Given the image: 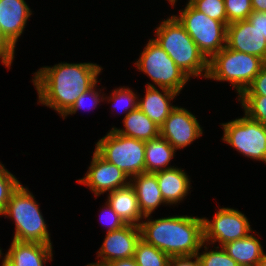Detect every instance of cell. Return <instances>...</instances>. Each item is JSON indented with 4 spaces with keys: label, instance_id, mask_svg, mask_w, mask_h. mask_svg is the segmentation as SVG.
<instances>
[{
    "label": "cell",
    "instance_id": "2",
    "mask_svg": "<svg viewBox=\"0 0 266 266\" xmlns=\"http://www.w3.org/2000/svg\"><path fill=\"white\" fill-rule=\"evenodd\" d=\"M141 222V239L170 257L193 256L201 250L203 241L202 217L175 215ZM148 219V220H147Z\"/></svg>",
    "mask_w": 266,
    "mask_h": 266
},
{
    "label": "cell",
    "instance_id": "30",
    "mask_svg": "<svg viewBox=\"0 0 266 266\" xmlns=\"http://www.w3.org/2000/svg\"><path fill=\"white\" fill-rule=\"evenodd\" d=\"M20 184V181L0 162V215L5 211L11 194Z\"/></svg>",
    "mask_w": 266,
    "mask_h": 266
},
{
    "label": "cell",
    "instance_id": "7",
    "mask_svg": "<svg viewBox=\"0 0 266 266\" xmlns=\"http://www.w3.org/2000/svg\"><path fill=\"white\" fill-rule=\"evenodd\" d=\"M95 151L130 179L145 172V141L121 135L111 128L96 142Z\"/></svg>",
    "mask_w": 266,
    "mask_h": 266
},
{
    "label": "cell",
    "instance_id": "35",
    "mask_svg": "<svg viewBox=\"0 0 266 266\" xmlns=\"http://www.w3.org/2000/svg\"><path fill=\"white\" fill-rule=\"evenodd\" d=\"M248 20L266 38V13L253 11Z\"/></svg>",
    "mask_w": 266,
    "mask_h": 266
},
{
    "label": "cell",
    "instance_id": "1",
    "mask_svg": "<svg viewBox=\"0 0 266 266\" xmlns=\"http://www.w3.org/2000/svg\"><path fill=\"white\" fill-rule=\"evenodd\" d=\"M103 68L96 63L61 62L34 72L32 83L38 103L57 111L62 117L80 94L90 89Z\"/></svg>",
    "mask_w": 266,
    "mask_h": 266
},
{
    "label": "cell",
    "instance_id": "25",
    "mask_svg": "<svg viewBox=\"0 0 266 266\" xmlns=\"http://www.w3.org/2000/svg\"><path fill=\"white\" fill-rule=\"evenodd\" d=\"M131 88L123 86L112 90L109 96H104V100L113 103L112 108L118 109L119 112H126V115L138 108V94Z\"/></svg>",
    "mask_w": 266,
    "mask_h": 266
},
{
    "label": "cell",
    "instance_id": "36",
    "mask_svg": "<svg viewBox=\"0 0 266 266\" xmlns=\"http://www.w3.org/2000/svg\"><path fill=\"white\" fill-rule=\"evenodd\" d=\"M169 266H201L197 255L171 257Z\"/></svg>",
    "mask_w": 266,
    "mask_h": 266
},
{
    "label": "cell",
    "instance_id": "41",
    "mask_svg": "<svg viewBox=\"0 0 266 266\" xmlns=\"http://www.w3.org/2000/svg\"><path fill=\"white\" fill-rule=\"evenodd\" d=\"M178 0H168V2L171 4V6L172 7H174L176 4V2H177Z\"/></svg>",
    "mask_w": 266,
    "mask_h": 266
},
{
    "label": "cell",
    "instance_id": "29",
    "mask_svg": "<svg viewBox=\"0 0 266 266\" xmlns=\"http://www.w3.org/2000/svg\"><path fill=\"white\" fill-rule=\"evenodd\" d=\"M188 2L200 12L227 26V16L224 0H188Z\"/></svg>",
    "mask_w": 266,
    "mask_h": 266
},
{
    "label": "cell",
    "instance_id": "28",
    "mask_svg": "<svg viewBox=\"0 0 266 266\" xmlns=\"http://www.w3.org/2000/svg\"><path fill=\"white\" fill-rule=\"evenodd\" d=\"M99 81H97L90 89H88L87 91H85L84 93L80 94V96L77 98V100L75 101V103L70 107V109L62 116L63 119H65V117H67L68 115H72L75 114L78 110L80 109H88L91 110V108L95 109L97 107V105H99L100 102L104 101V93L101 92V90H97L98 86L97 83ZM102 93V95H101ZM90 100V101H87ZM88 104V108H87V103ZM92 106V107H90Z\"/></svg>",
    "mask_w": 266,
    "mask_h": 266
},
{
    "label": "cell",
    "instance_id": "26",
    "mask_svg": "<svg viewBox=\"0 0 266 266\" xmlns=\"http://www.w3.org/2000/svg\"><path fill=\"white\" fill-rule=\"evenodd\" d=\"M237 100L244 109V115L266 126V96L240 95Z\"/></svg>",
    "mask_w": 266,
    "mask_h": 266
},
{
    "label": "cell",
    "instance_id": "23",
    "mask_svg": "<svg viewBox=\"0 0 266 266\" xmlns=\"http://www.w3.org/2000/svg\"><path fill=\"white\" fill-rule=\"evenodd\" d=\"M175 148L163 137L145 141V172L155 173L171 167L175 157Z\"/></svg>",
    "mask_w": 266,
    "mask_h": 266
},
{
    "label": "cell",
    "instance_id": "4",
    "mask_svg": "<svg viewBox=\"0 0 266 266\" xmlns=\"http://www.w3.org/2000/svg\"><path fill=\"white\" fill-rule=\"evenodd\" d=\"M15 223L13 240L39 242L51 245L50 233L39 203L27 187L22 184L11 194L5 211L0 215Z\"/></svg>",
    "mask_w": 266,
    "mask_h": 266
},
{
    "label": "cell",
    "instance_id": "20",
    "mask_svg": "<svg viewBox=\"0 0 266 266\" xmlns=\"http://www.w3.org/2000/svg\"><path fill=\"white\" fill-rule=\"evenodd\" d=\"M130 184L134 187L140 211L144 216L151 215L161 204L168 205L159 189L155 173H140L131 178Z\"/></svg>",
    "mask_w": 266,
    "mask_h": 266
},
{
    "label": "cell",
    "instance_id": "42",
    "mask_svg": "<svg viewBox=\"0 0 266 266\" xmlns=\"http://www.w3.org/2000/svg\"><path fill=\"white\" fill-rule=\"evenodd\" d=\"M0 37L4 40V34L2 33L1 26H0Z\"/></svg>",
    "mask_w": 266,
    "mask_h": 266
},
{
    "label": "cell",
    "instance_id": "24",
    "mask_svg": "<svg viewBox=\"0 0 266 266\" xmlns=\"http://www.w3.org/2000/svg\"><path fill=\"white\" fill-rule=\"evenodd\" d=\"M134 259L138 266H169L171 257L140 239L134 252Z\"/></svg>",
    "mask_w": 266,
    "mask_h": 266
},
{
    "label": "cell",
    "instance_id": "33",
    "mask_svg": "<svg viewBox=\"0 0 266 266\" xmlns=\"http://www.w3.org/2000/svg\"><path fill=\"white\" fill-rule=\"evenodd\" d=\"M241 95L266 96V64L261 68L252 83Z\"/></svg>",
    "mask_w": 266,
    "mask_h": 266
},
{
    "label": "cell",
    "instance_id": "9",
    "mask_svg": "<svg viewBox=\"0 0 266 266\" xmlns=\"http://www.w3.org/2000/svg\"><path fill=\"white\" fill-rule=\"evenodd\" d=\"M222 140L243 156L266 163V126L244 117L220 124Z\"/></svg>",
    "mask_w": 266,
    "mask_h": 266
},
{
    "label": "cell",
    "instance_id": "21",
    "mask_svg": "<svg viewBox=\"0 0 266 266\" xmlns=\"http://www.w3.org/2000/svg\"><path fill=\"white\" fill-rule=\"evenodd\" d=\"M122 123L124 125L123 129L112 127L116 133L121 135L142 141H148L160 136V127L139 108L125 115Z\"/></svg>",
    "mask_w": 266,
    "mask_h": 266
},
{
    "label": "cell",
    "instance_id": "19",
    "mask_svg": "<svg viewBox=\"0 0 266 266\" xmlns=\"http://www.w3.org/2000/svg\"><path fill=\"white\" fill-rule=\"evenodd\" d=\"M107 194V203L125 224L140 227L145 216L140 211L134 187L129 184Z\"/></svg>",
    "mask_w": 266,
    "mask_h": 266
},
{
    "label": "cell",
    "instance_id": "32",
    "mask_svg": "<svg viewBox=\"0 0 266 266\" xmlns=\"http://www.w3.org/2000/svg\"><path fill=\"white\" fill-rule=\"evenodd\" d=\"M105 203L99 219L101 220L100 222H104L107 226V233L123 228L126 225L125 222L117 215L107 201Z\"/></svg>",
    "mask_w": 266,
    "mask_h": 266
},
{
    "label": "cell",
    "instance_id": "27",
    "mask_svg": "<svg viewBox=\"0 0 266 266\" xmlns=\"http://www.w3.org/2000/svg\"><path fill=\"white\" fill-rule=\"evenodd\" d=\"M207 246L208 243L203 242L202 247H204L205 251L197 253L201 266H239L219 244L218 246H214L215 249L211 250H208L209 246Z\"/></svg>",
    "mask_w": 266,
    "mask_h": 266
},
{
    "label": "cell",
    "instance_id": "38",
    "mask_svg": "<svg viewBox=\"0 0 266 266\" xmlns=\"http://www.w3.org/2000/svg\"><path fill=\"white\" fill-rule=\"evenodd\" d=\"M253 11L266 13V0H251Z\"/></svg>",
    "mask_w": 266,
    "mask_h": 266
},
{
    "label": "cell",
    "instance_id": "10",
    "mask_svg": "<svg viewBox=\"0 0 266 266\" xmlns=\"http://www.w3.org/2000/svg\"><path fill=\"white\" fill-rule=\"evenodd\" d=\"M213 220L203 217V241L209 245L218 242L221 246L227 242L246 237L254 230L244 213L233 208L219 207Z\"/></svg>",
    "mask_w": 266,
    "mask_h": 266
},
{
    "label": "cell",
    "instance_id": "39",
    "mask_svg": "<svg viewBox=\"0 0 266 266\" xmlns=\"http://www.w3.org/2000/svg\"><path fill=\"white\" fill-rule=\"evenodd\" d=\"M257 266H266V252L263 255V257L261 258V260L258 262Z\"/></svg>",
    "mask_w": 266,
    "mask_h": 266
},
{
    "label": "cell",
    "instance_id": "12",
    "mask_svg": "<svg viewBox=\"0 0 266 266\" xmlns=\"http://www.w3.org/2000/svg\"><path fill=\"white\" fill-rule=\"evenodd\" d=\"M203 135V129L189 110L176 106L160 127V136L175 150L183 149Z\"/></svg>",
    "mask_w": 266,
    "mask_h": 266
},
{
    "label": "cell",
    "instance_id": "37",
    "mask_svg": "<svg viewBox=\"0 0 266 266\" xmlns=\"http://www.w3.org/2000/svg\"><path fill=\"white\" fill-rule=\"evenodd\" d=\"M106 266H138L134 257L115 260L108 263Z\"/></svg>",
    "mask_w": 266,
    "mask_h": 266
},
{
    "label": "cell",
    "instance_id": "40",
    "mask_svg": "<svg viewBox=\"0 0 266 266\" xmlns=\"http://www.w3.org/2000/svg\"><path fill=\"white\" fill-rule=\"evenodd\" d=\"M2 255H4V254L2 253V249H1L0 258L3 259L2 263H1L2 264L1 266H11L8 261H6L4 258L1 257Z\"/></svg>",
    "mask_w": 266,
    "mask_h": 266
},
{
    "label": "cell",
    "instance_id": "18",
    "mask_svg": "<svg viewBox=\"0 0 266 266\" xmlns=\"http://www.w3.org/2000/svg\"><path fill=\"white\" fill-rule=\"evenodd\" d=\"M159 189L168 205L182 202L189 194L191 182L187 173L177 166L155 172Z\"/></svg>",
    "mask_w": 266,
    "mask_h": 266
},
{
    "label": "cell",
    "instance_id": "3",
    "mask_svg": "<svg viewBox=\"0 0 266 266\" xmlns=\"http://www.w3.org/2000/svg\"><path fill=\"white\" fill-rule=\"evenodd\" d=\"M156 43L164 49L175 64L182 69L189 78H206L208 74V59L186 32L178 19L171 15L163 20L155 29Z\"/></svg>",
    "mask_w": 266,
    "mask_h": 266
},
{
    "label": "cell",
    "instance_id": "34",
    "mask_svg": "<svg viewBox=\"0 0 266 266\" xmlns=\"http://www.w3.org/2000/svg\"><path fill=\"white\" fill-rule=\"evenodd\" d=\"M15 56V51L0 37V61L10 69Z\"/></svg>",
    "mask_w": 266,
    "mask_h": 266
},
{
    "label": "cell",
    "instance_id": "11",
    "mask_svg": "<svg viewBox=\"0 0 266 266\" xmlns=\"http://www.w3.org/2000/svg\"><path fill=\"white\" fill-rule=\"evenodd\" d=\"M86 175L77 182L86 185L95 197L130 184L131 179L113 163L103 159L95 150Z\"/></svg>",
    "mask_w": 266,
    "mask_h": 266
},
{
    "label": "cell",
    "instance_id": "6",
    "mask_svg": "<svg viewBox=\"0 0 266 266\" xmlns=\"http://www.w3.org/2000/svg\"><path fill=\"white\" fill-rule=\"evenodd\" d=\"M134 64L153 82L152 84L147 82L148 87L167 88L180 94L190 80L168 53L153 39H149Z\"/></svg>",
    "mask_w": 266,
    "mask_h": 266
},
{
    "label": "cell",
    "instance_id": "31",
    "mask_svg": "<svg viewBox=\"0 0 266 266\" xmlns=\"http://www.w3.org/2000/svg\"><path fill=\"white\" fill-rule=\"evenodd\" d=\"M227 25L248 19L253 12L251 0H224Z\"/></svg>",
    "mask_w": 266,
    "mask_h": 266
},
{
    "label": "cell",
    "instance_id": "8",
    "mask_svg": "<svg viewBox=\"0 0 266 266\" xmlns=\"http://www.w3.org/2000/svg\"><path fill=\"white\" fill-rule=\"evenodd\" d=\"M174 16L208 60L226 46L227 26L197 11L189 2L180 9L179 16Z\"/></svg>",
    "mask_w": 266,
    "mask_h": 266
},
{
    "label": "cell",
    "instance_id": "14",
    "mask_svg": "<svg viewBox=\"0 0 266 266\" xmlns=\"http://www.w3.org/2000/svg\"><path fill=\"white\" fill-rule=\"evenodd\" d=\"M226 47L260 57L266 62V38L248 19L227 25Z\"/></svg>",
    "mask_w": 266,
    "mask_h": 266
},
{
    "label": "cell",
    "instance_id": "5",
    "mask_svg": "<svg viewBox=\"0 0 266 266\" xmlns=\"http://www.w3.org/2000/svg\"><path fill=\"white\" fill-rule=\"evenodd\" d=\"M266 62L257 56L224 47L208 60L206 79L229 82L239 97L252 83Z\"/></svg>",
    "mask_w": 266,
    "mask_h": 266
},
{
    "label": "cell",
    "instance_id": "16",
    "mask_svg": "<svg viewBox=\"0 0 266 266\" xmlns=\"http://www.w3.org/2000/svg\"><path fill=\"white\" fill-rule=\"evenodd\" d=\"M53 247L39 242L12 240L4 259L11 266H44L53 259Z\"/></svg>",
    "mask_w": 266,
    "mask_h": 266
},
{
    "label": "cell",
    "instance_id": "13",
    "mask_svg": "<svg viewBox=\"0 0 266 266\" xmlns=\"http://www.w3.org/2000/svg\"><path fill=\"white\" fill-rule=\"evenodd\" d=\"M140 239V227L134 225H125L119 230L106 232L103 244L97 251L96 259L98 261L87 265L106 266L115 260L134 257V252Z\"/></svg>",
    "mask_w": 266,
    "mask_h": 266
},
{
    "label": "cell",
    "instance_id": "22",
    "mask_svg": "<svg viewBox=\"0 0 266 266\" xmlns=\"http://www.w3.org/2000/svg\"><path fill=\"white\" fill-rule=\"evenodd\" d=\"M225 252L231 256L239 266H257L265 252L259 239L253 234L230 241L222 245Z\"/></svg>",
    "mask_w": 266,
    "mask_h": 266
},
{
    "label": "cell",
    "instance_id": "15",
    "mask_svg": "<svg viewBox=\"0 0 266 266\" xmlns=\"http://www.w3.org/2000/svg\"><path fill=\"white\" fill-rule=\"evenodd\" d=\"M32 10L25 0H0V26L4 41L15 51Z\"/></svg>",
    "mask_w": 266,
    "mask_h": 266
},
{
    "label": "cell",
    "instance_id": "17",
    "mask_svg": "<svg viewBox=\"0 0 266 266\" xmlns=\"http://www.w3.org/2000/svg\"><path fill=\"white\" fill-rule=\"evenodd\" d=\"M178 95L175 91L167 88L146 86L144 97L140 98L138 96V108L161 127L171 111L176 107L172 105L171 101Z\"/></svg>",
    "mask_w": 266,
    "mask_h": 266
}]
</instances>
